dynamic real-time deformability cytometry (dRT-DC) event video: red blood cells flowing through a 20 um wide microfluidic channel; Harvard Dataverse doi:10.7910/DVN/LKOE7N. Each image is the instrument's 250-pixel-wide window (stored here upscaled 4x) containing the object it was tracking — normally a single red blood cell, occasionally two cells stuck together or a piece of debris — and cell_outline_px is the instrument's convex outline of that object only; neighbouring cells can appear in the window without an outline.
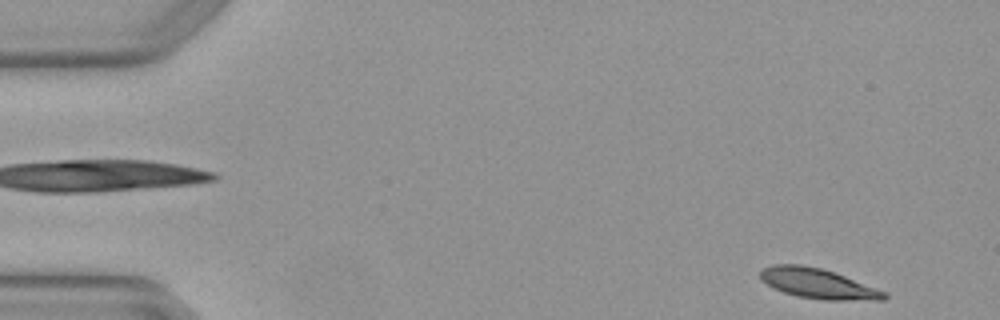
{"species": "Egyptian fruit bat (a non-hibernating species)", "species_latin": "Rousettus aegyptiacus", "temperature_condition": "warm", "stored_images_in_passage": 4, "segment_of_instrument_passage": [2, 2], "camera_frame_rate_fps": 3000, "um_per_image_px": 0.085, "animal": {"sex": "female"}, "frame": {"image": 1, "passage_image": 4, "time_ms": 1.0, "image_size_px": [1000, 320], "cell_outline_px": [[888, 296], [884, 300], [824, 300], [796, 296], [772, 288], [760, 280], [760, 268], [772, 264], [800, 264], [820, 268], [844, 276], [888, 292]], "centroid_in_image_um": [69.48, 24.1], "position_along_channel_um": 15.5, "area_um2": 21.85}}